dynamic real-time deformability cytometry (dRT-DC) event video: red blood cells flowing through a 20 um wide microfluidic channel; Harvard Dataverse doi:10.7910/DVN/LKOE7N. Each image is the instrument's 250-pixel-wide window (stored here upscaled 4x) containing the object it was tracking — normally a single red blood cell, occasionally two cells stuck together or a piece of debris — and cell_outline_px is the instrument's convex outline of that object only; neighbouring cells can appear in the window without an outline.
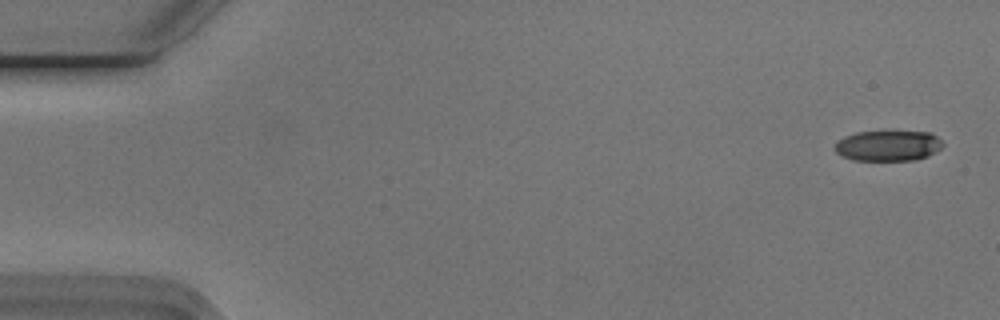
{"species": "Egyptian fruit bat (a non-hibernating species)", "species_latin": "Rousettus aegyptiacus", "temperature_condition": "cold", "stored_images_in_passage": 56, "segment_of_instrument_passage": [1, 2], "camera_frame_rate_fps": 3000, "um_per_image_px": 0.085, "animal": {"sex": "male"}, "frame": {"image": 1, "passage_image": 2, "time_ms": 0.333, "image_size_px": [1000, 320], "cell_outline_px": [[944, 144], [940, 148], [928, 156], [916, 160], [852, 160], [836, 152], [832, 148], [844, 136], [856, 132], [892, 128], [932, 132]], "centroid_in_image_um": [75.51, 12.32], "position_along_channel_um": 9.5, "area_um2": 20.17}}
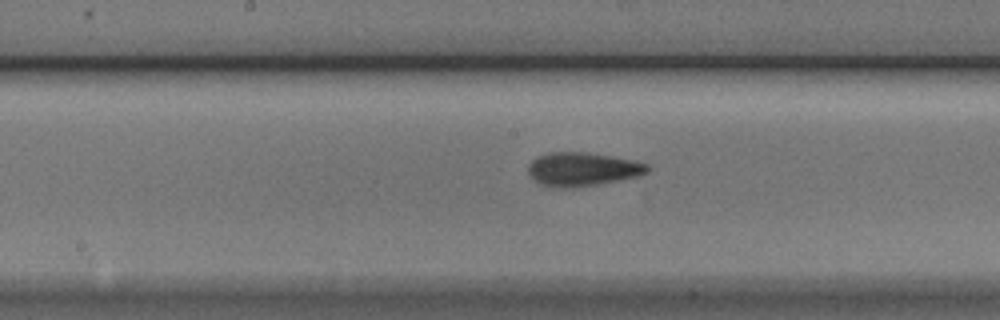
{"frame": {"image": 2, "passage_image": 28, "time_ms": 9.0, "image_size_px": [1000, 320], "cell_outline_px": [[648, 172], [636, 176], [596, 184], [572, 188], [552, 188], [540, 184], [528, 172], [528, 164], [532, 160], [540, 156], [552, 152], [584, 152], [636, 160], [648, 164]], "centroid_in_image_um": [49.49, 14.38], "position_along_channel_um": 198.7, "area_um2": 23.12}}
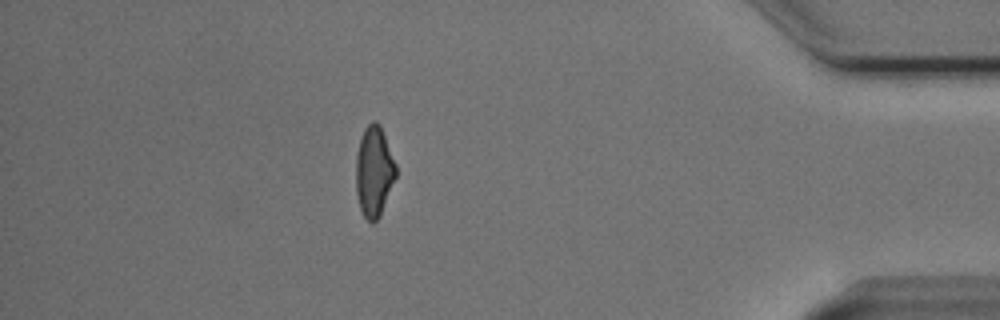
{"frame": {"image": 3, "passage_image": 48, "time_ms": 15.667, "image_size_px": [1000, 320], "cell_outline_px": [[396, 176], [380, 216], [372, 224], [364, 216], [360, 208], [356, 192], [356, 156], [360, 140], [364, 128], [372, 120], [376, 120], [380, 124], [396, 164]], "centroid_in_image_um": [31.79, 14.56], "position_along_channel_um": 403.4, "area_um2": 21.04}}